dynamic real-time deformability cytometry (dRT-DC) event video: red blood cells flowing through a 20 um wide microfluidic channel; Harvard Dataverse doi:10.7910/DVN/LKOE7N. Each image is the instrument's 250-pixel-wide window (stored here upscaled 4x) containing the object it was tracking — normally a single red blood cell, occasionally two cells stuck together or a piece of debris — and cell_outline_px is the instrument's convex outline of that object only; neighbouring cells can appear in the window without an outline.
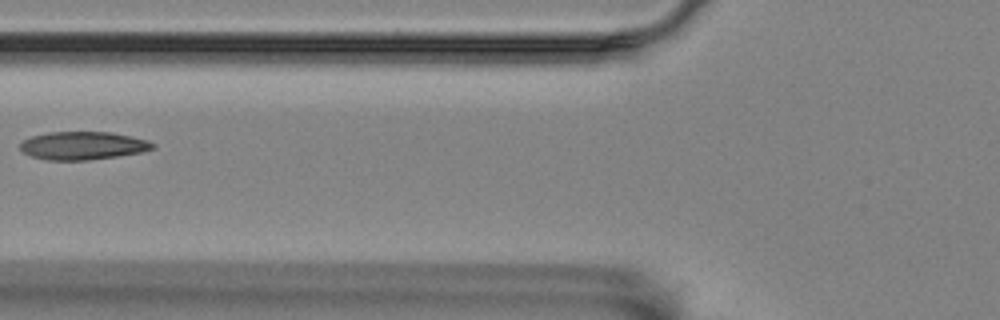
{"species": "Egyptian fruit bat (a non-hibernating species)", "species_latin": "Rousettus aegyptiacus", "temperature_condition": "room temperature", "stored_images_in_passage": 8, "camera_frame_rate_fps": 3000, "um_per_image_px": 0.085, "animal": {"sex": "female"}, "frame": {"image": 1, "passage_image": 2, "time_ms": 0.333, "image_size_px": [1000, 320], "cell_outline_px": [[156, 144], [152, 148], [140, 152], [116, 156], [88, 160], [48, 160], [32, 156], [24, 152], [20, 148], [20, 144], [24, 140], [32, 136], [48, 132], [112, 132], [132, 136], [148, 140]], "centroid_in_image_um": [7.05, 12.37], "position_along_channel_um": 118.8, "area_um2": 21.5}}
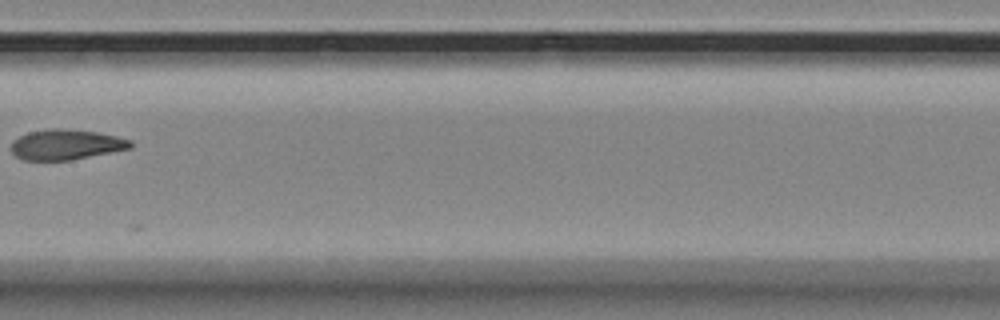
{"frame": {"image": 2, "passage_image": 4, "time_ms": 1.0, "image_size_px": [1000, 320], "cell_outline_px": [[132, 148], [72, 160], [24, 160], [16, 156], [12, 152], [12, 140], [28, 132], [52, 128], [60, 128], [96, 132], [116, 136], [132, 140]], "centroid_in_image_um": [5.62, 12.29], "position_along_channel_um": 201.8, "area_um2": 21.04}}
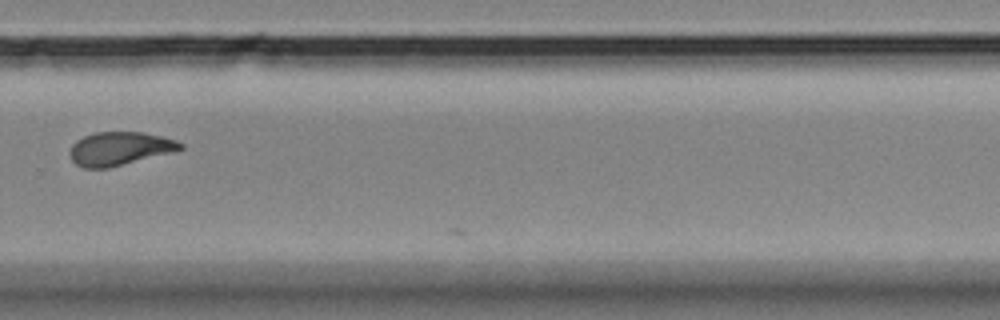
{"frame": {"image": 3, "passage_image": 7, "time_ms": 2.0, "image_size_px": [1000, 320], "cell_outline_px": [[184, 148], [176, 152], [108, 168], [84, 168], [76, 164], [72, 160], [68, 152], [72, 144], [76, 140], [84, 136], [96, 132], [144, 132], [176, 140], [184, 144]], "centroid_in_image_um": [10.19, 12.63], "position_along_channel_um": 319.6, "area_um2": 21.79}}